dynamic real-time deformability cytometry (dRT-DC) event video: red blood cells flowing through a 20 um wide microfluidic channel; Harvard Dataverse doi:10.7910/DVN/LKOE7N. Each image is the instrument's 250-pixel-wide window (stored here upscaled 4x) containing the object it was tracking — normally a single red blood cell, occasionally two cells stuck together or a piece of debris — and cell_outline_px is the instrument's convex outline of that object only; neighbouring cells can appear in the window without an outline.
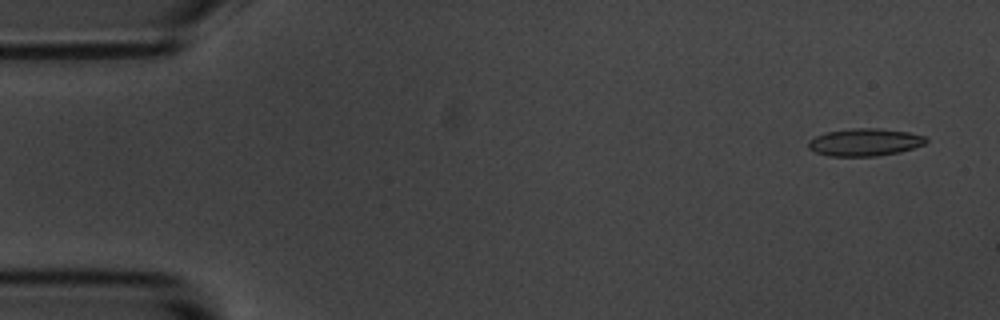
{"species": "common noctule bat (a hibernating species)", "species_latin": "Nyctalus noctula", "temperature_condition": "room temperature", "stored_images_in_passage": 4, "camera_frame_rate_fps": 3000, "um_per_image_px": 0.085, "animal": {"sex": "male", "body_mass_g": 20.1, "forearm_length_mm": 53.5}, "frame": {"image": 1, "passage_image": 1, "time_ms": 0.0, "image_size_px": [1000, 320], "cell_outline_px": [[928, 140], [924, 144], [900, 152], [876, 156], [828, 156], [816, 152], [808, 148], [808, 140], [816, 136], [828, 132], [852, 128], [880, 128], [908, 132], [924, 136]], "centroid_in_image_um": [73.5, 12.09], "position_along_channel_um": 11.5, "area_um2": 18.79}}